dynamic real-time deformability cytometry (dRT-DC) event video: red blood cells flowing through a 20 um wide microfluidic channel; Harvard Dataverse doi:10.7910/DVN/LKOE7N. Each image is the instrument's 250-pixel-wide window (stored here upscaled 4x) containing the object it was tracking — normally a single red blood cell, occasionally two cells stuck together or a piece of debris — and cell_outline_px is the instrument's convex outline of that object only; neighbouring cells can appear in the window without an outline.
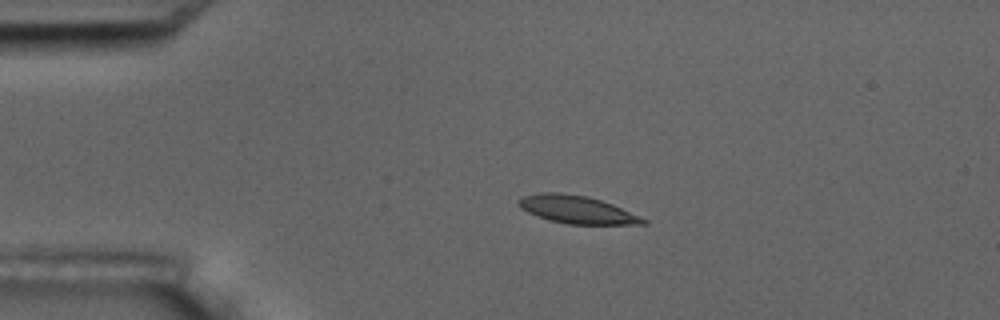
{"species": "common noctule bat (a hibernating species)", "species_latin": "Nyctalus noctula", "temperature_condition": "room temperature", "stored_images_in_passage": 5, "camera_frame_rate_fps": 3000, "um_per_image_px": 0.085, "animal": {"sex": "male", "body_mass_g": 17.5, "forearm_length_mm": 52.3}, "frame": {"image": 1, "passage_image": 3, "time_ms": 2.667, "image_size_px": [1000, 320], "cell_outline_px": [[648, 224], [568, 224], [548, 220], [528, 212], [520, 208], [516, 204], [516, 200], [520, 196], [540, 192], [556, 192], [588, 196], [612, 204], [648, 220]], "centroid_in_image_um": [48.97, 17.8], "position_along_channel_um": 36.0, "area_um2": 20.23}}